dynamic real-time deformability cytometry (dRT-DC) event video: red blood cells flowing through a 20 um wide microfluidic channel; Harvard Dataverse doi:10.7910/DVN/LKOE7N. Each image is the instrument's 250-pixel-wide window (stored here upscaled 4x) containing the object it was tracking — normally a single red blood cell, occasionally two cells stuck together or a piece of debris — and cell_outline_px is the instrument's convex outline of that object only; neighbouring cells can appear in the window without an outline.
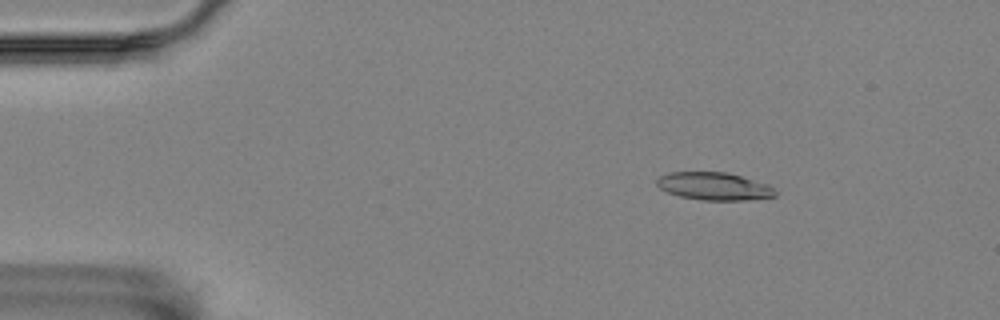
{"species": "Egyptian fruit bat (a non-hibernating species)", "species_latin": "Rousettus aegyptiacus", "temperature_condition": "room temperature", "stored_images_in_passage": 51, "camera_frame_rate_fps": 3000, "um_per_image_px": 0.085, "animal": {"sex": "female"}, "frame": {"image": 1, "passage_image": 3, "time_ms": 0.667, "image_size_px": [1000, 320], "cell_outline_px": [[776, 196], [744, 200], [700, 200], [680, 196], [668, 192], [660, 188], [656, 184], [656, 180], [660, 176], [668, 172], [728, 172], [768, 184], [776, 192]], "centroid_in_image_um": [60.68, 15.82], "position_along_channel_um": 24.3, "area_um2": 19.07}}
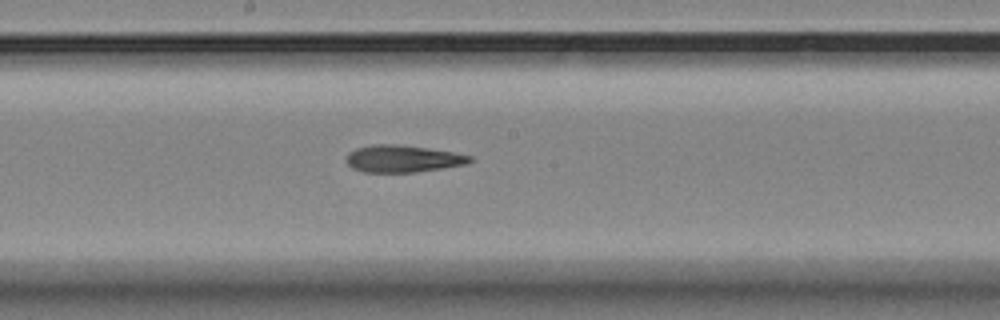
{"frame": {"image": 2, "passage_image": 25, "time_ms": 8.0, "image_size_px": [1000, 320], "cell_outline_px": [[472, 160], [468, 164], [444, 168], [416, 172], [364, 172], [352, 168], [344, 160], [348, 152], [356, 148], [372, 144], [396, 144], [428, 148], [452, 152], [472, 156]], "centroid_in_image_um": [34.21, 13.49], "position_along_channel_um": 214.0, "area_um2": 19.65}}
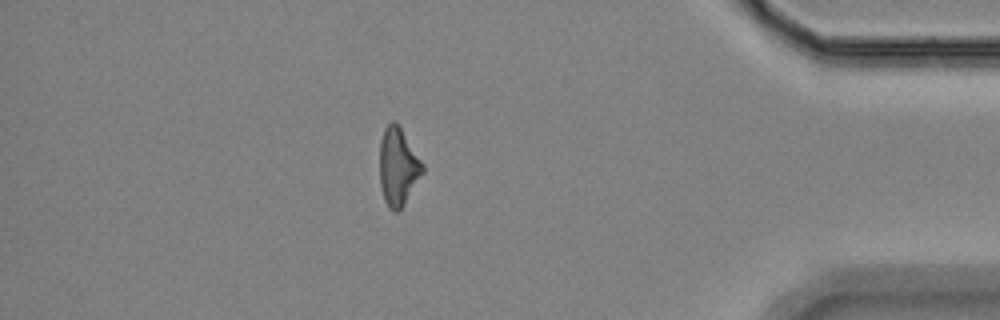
{"frame": {"image": 3, "passage_image": 44, "time_ms": 14.333, "image_size_px": [1000, 320], "cell_outline_px": [[424, 172], [404, 204], [396, 212], [392, 212], [388, 208], [384, 200], [380, 184], [380, 140], [384, 128], [392, 120], [400, 128], [424, 164]], "centroid_in_image_um": [33.83, 14.2], "position_along_channel_um": 401.4, "area_um2": 19.31}, "authors_computed_cell_mechanics": {"area_um2": 19.7676, "velocity_mm_per_s": 3.5309, "shape_relaxation_time_tau1_ms": 6.6096, "shape_relaxation_time_tau2_ms": 6.4846, "deformation_change_tau1": 0.1608, "deformation_change_tau2": 0.1892}}